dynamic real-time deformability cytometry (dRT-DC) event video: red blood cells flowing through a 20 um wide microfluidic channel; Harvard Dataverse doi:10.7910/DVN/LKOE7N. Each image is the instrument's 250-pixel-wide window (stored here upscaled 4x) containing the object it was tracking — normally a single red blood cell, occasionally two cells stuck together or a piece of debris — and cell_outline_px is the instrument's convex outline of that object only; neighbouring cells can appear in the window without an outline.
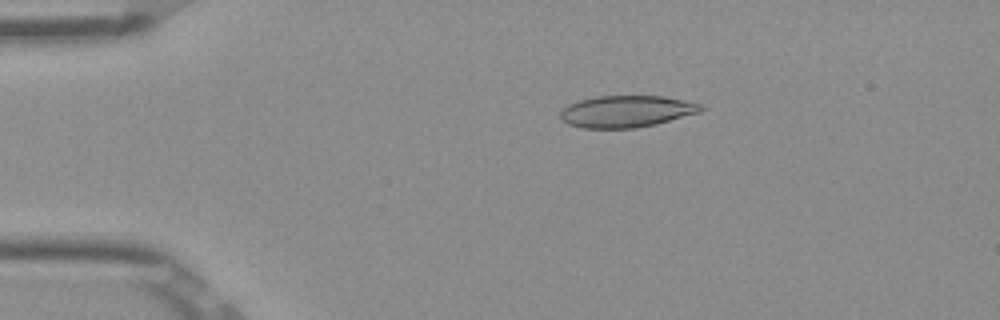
{"species": "Egyptian fruit bat (a non-hibernating species)", "species_latin": "Rousettus aegyptiacus", "temperature_condition": "room temperature", "stored_images_in_passage": 43, "camera_frame_rate_fps": 3000, "um_per_image_px": 0.085, "frame": {"image": 1, "passage_image": 1, "time_ms": 0.0, "image_size_px": [1000, 320], "cell_outline_px": [[704, 108], [700, 112], [656, 124], [636, 128], [584, 128], [568, 124], [560, 120], [560, 112], [568, 104], [580, 100], [596, 96], [660, 96], [704, 104]], "centroid_in_image_um": [53.23, 9.47], "position_along_channel_um": 31.8, "area_um2": 26.01}}
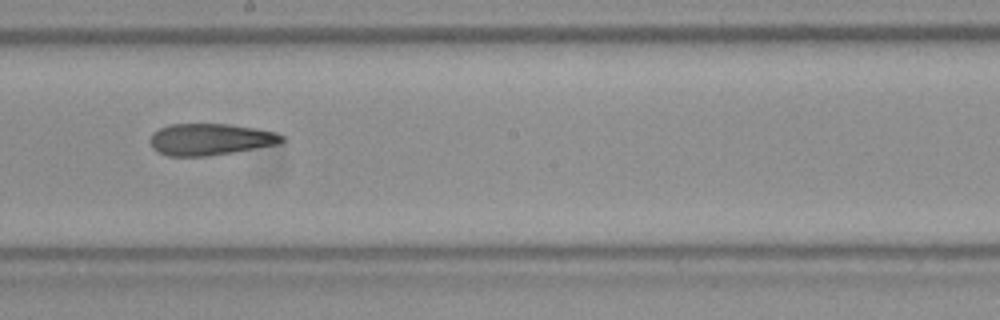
{"frame": {"image": 2, "passage_image": 20, "time_ms": 6.333, "image_size_px": [1000, 320], "cell_outline_px": [[284, 140], [280, 144], [208, 156], [168, 156], [156, 152], [152, 148], [148, 140], [152, 132], [168, 124], [228, 124], [256, 128], [276, 132], [284, 136]], "centroid_in_image_um": [17.83, 11.84], "position_along_channel_um": 230.4, "area_um2": 24.57}}
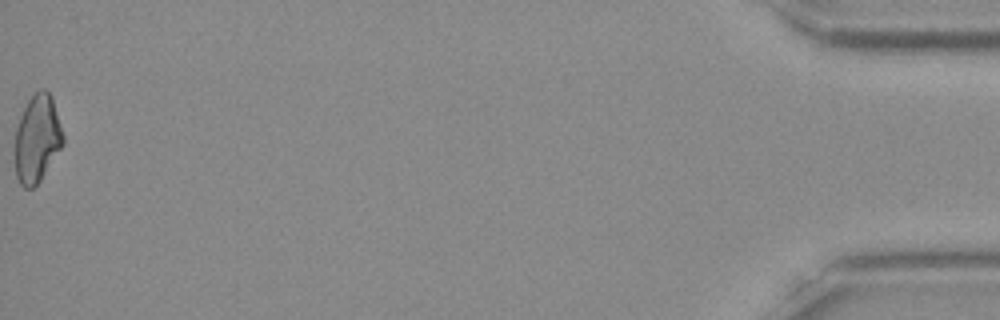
{"frame": {"image": 3, "passage_image": 43, "time_ms": 14.0, "image_size_px": [1000, 320], "cell_outline_px": [[64, 144], [40, 180], [32, 188], [24, 188], [20, 184], [16, 176], [12, 152], [12, 148], [16, 128], [20, 116], [28, 100], [40, 88], [44, 88], [52, 96], [64, 136]], "centroid_in_image_um": [3.12, 11.81], "position_along_channel_um": 432.1, "area_um2": 25.09}, "authors_computed_cell_mechanics": {"area_um2": 25.0852, "velocity_mm_per_s": 3.9176, "shape_relaxation_time_tau1_ms": null, "shape_relaxation_time_tau2_ms": 4.3596, "deformation_change_tau1": null, "deformation_change_tau2": 0.1368}}